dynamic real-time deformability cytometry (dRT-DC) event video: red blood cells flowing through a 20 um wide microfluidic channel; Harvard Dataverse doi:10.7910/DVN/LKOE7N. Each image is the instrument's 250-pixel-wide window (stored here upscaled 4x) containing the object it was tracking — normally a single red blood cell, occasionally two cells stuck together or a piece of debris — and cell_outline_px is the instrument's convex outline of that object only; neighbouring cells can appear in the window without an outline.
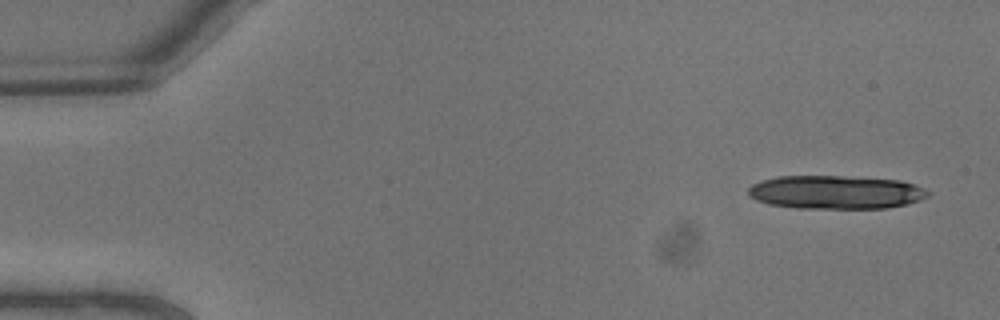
{"species": "common noctule bat (a hibernating species)", "species_latin": "Nyctalus noctula", "temperature_condition": "warm", "stored_images_in_passage": 10, "camera_frame_rate_fps": 3000, "um_per_image_px": 0.085, "animal": {"sex": "male", "body_mass_g": 13.3}, "frame": {"image": 1, "passage_image": 1, "time_ms": 0.0, "image_size_px": [1000, 320], "cell_outline_px": [[932, 192], [928, 196], [920, 200], [904, 204], [884, 208], [800, 208], [768, 204], [756, 200], [748, 196], [748, 188], [752, 184], [776, 176], [840, 176], [900, 180], [924, 188]], "centroid_in_image_um": [71.01, 16.33], "position_along_channel_um": 14.0, "area_um2": 34.97}}